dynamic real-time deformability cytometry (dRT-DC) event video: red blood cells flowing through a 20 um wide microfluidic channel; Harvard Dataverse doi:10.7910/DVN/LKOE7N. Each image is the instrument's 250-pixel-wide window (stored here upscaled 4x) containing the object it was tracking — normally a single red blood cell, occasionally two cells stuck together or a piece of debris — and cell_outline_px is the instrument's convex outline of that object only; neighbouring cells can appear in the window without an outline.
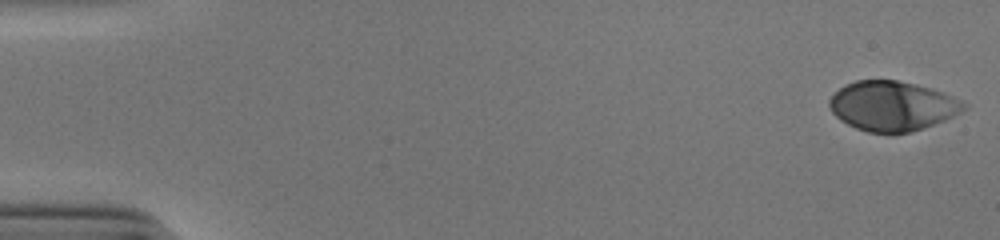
{"species": "human", "species_latin": "Homo sapiens", "temperature_condition": "cold", "stored_images_in_passage": 51, "segment_of_instrument_passage": [1, 2], "camera_frame_rate_fps": 3000, "um_per_image_px": 0.085, "donor": {"sex": "male"}, "frame": {"image": 1, "passage_image": 1, "time_ms": 0.0, "image_size_px": [1000, 240], "cell_outline_px": [[968, 108], [944, 120], [924, 128], [912, 132], [868, 132], [856, 128], [840, 120], [832, 112], [828, 104], [828, 100], [844, 84], [856, 80], [896, 80], [916, 84], [952, 96], [960, 100]], "centroid_in_image_um": [75.81, 9.0], "position_along_channel_um": 9.2, "area_um2": 38.55}}
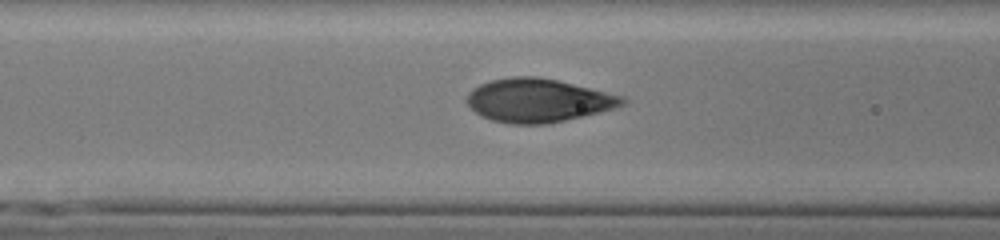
{"frame": {"image": 2, "passage_image": 22, "time_ms": 7.0, "image_size_px": [1000, 240], "cell_outline_px": [[628, 100], [624, 104], [616, 108], [600, 112], [564, 120], [544, 124], [512, 124], [492, 120], [480, 116], [468, 104], [468, 92], [472, 88], [480, 84], [492, 80], [512, 76], [536, 76], [556, 80], [624, 96]], "centroid_in_image_um": [45.74, 8.53], "position_along_channel_um": 120.9, "area_um2": 39.19}}
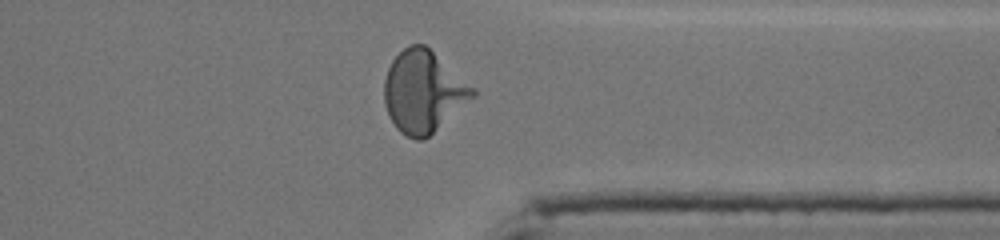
{"frame": {"image": 3, "passage_image": 42, "time_ms": 13.667, "image_size_px": [1000, 240], "cell_outline_px": [[476, 96], [428, 136], [420, 140], [416, 140], [400, 132], [396, 128], [388, 116], [384, 104], [384, 80], [388, 68], [392, 60], [408, 44], [424, 44], [476, 88]], "centroid_in_image_um": [35.98, 7.78], "position_along_channel_um": 375.4, "area_um2": 42.08}}